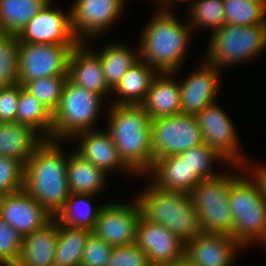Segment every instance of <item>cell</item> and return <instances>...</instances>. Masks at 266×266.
<instances>
[{
    "mask_svg": "<svg viewBox=\"0 0 266 266\" xmlns=\"http://www.w3.org/2000/svg\"><path fill=\"white\" fill-rule=\"evenodd\" d=\"M171 11L158 9L153 12L139 39V59L158 73H179L189 50L187 47L191 46L190 23L177 19Z\"/></svg>",
    "mask_w": 266,
    "mask_h": 266,
    "instance_id": "6da1fadb",
    "label": "cell"
},
{
    "mask_svg": "<svg viewBox=\"0 0 266 266\" xmlns=\"http://www.w3.org/2000/svg\"><path fill=\"white\" fill-rule=\"evenodd\" d=\"M60 142L44 139L25 164L24 173L23 188L53 217L64 207L70 195L68 156Z\"/></svg>",
    "mask_w": 266,
    "mask_h": 266,
    "instance_id": "7a4b0ae2",
    "label": "cell"
},
{
    "mask_svg": "<svg viewBox=\"0 0 266 266\" xmlns=\"http://www.w3.org/2000/svg\"><path fill=\"white\" fill-rule=\"evenodd\" d=\"M107 129L123 162L136 174H146L154 162L151 118L142 105L111 104ZM110 107V108H109Z\"/></svg>",
    "mask_w": 266,
    "mask_h": 266,
    "instance_id": "3957f363",
    "label": "cell"
},
{
    "mask_svg": "<svg viewBox=\"0 0 266 266\" xmlns=\"http://www.w3.org/2000/svg\"><path fill=\"white\" fill-rule=\"evenodd\" d=\"M134 198L146 220L163 225L183 243L202 232L198 212L188 193L165 191L149 182Z\"/></svg>",
    "mask_w": 266,
    "mask_h": 266,
    "instance_id": "277c9868",
    "label": "cell"
},
{
    "mask_svg": "<svg viewBox=\"0 0 266 266\" xmlns=\"http://www.w3.org/2000/svg\"><path fill=\"white\" fill-rule=\"evenodd\" d=\"M248 174L240 175L229 192L233 217L231 236L243 249L266 240V198L259 183Z\"/></svg>",
    "mask_w": 266,
    "mask_h": 266,
    "instance_id": "5b68a950",
    "label": "cell"
},
{
    "mask_svg": "<svg viewBox=\"0 0 266 266\" xmlns=\"http://www.w3.org/2000/svg\"><path fill=\"white\" fill-rule=\"evenodd\" d=\"M209 37L204 60L221 71L250 62L266 52V23L248 26L224 24Z\"/></svg>",
    "mask_w": 266,
    "mask_h": 266,
    "instance_id": "8992f818",
    "label": "cell"
},
{
    "mask_svg": "<svg viewBox=\"0 0 266 266\" xmlns=\"http://www.w3.org/2000/svg\"><path fill=\"white\" fill-rule=\"evenodd\" d=\"M103 100L100 95L79 87L68 79L58 108L52 114L50 140L62 143L63 140L70 141L78 133L98 129L96 120H99Z\"/></svg>",
    "mask_w": 266,
    "mask_h": 266,
    "instance_id": "52a82bcc",
    "label": "cell"
},
{
    "mask_svg": "<svg viewBox=\"0 0 266 266\" xmlns=\"http://www.w3.org/2000/svg\"><path fill=\"white\" fill-rule=\"evenodd\" d=\"M239 176L236 172L232 174L225 171L218 176L202 179L189 193L203 233L232 234L229 192L231 184Z\"/></svg>",
    "mask_w": 266,
    "mask_h": 266,
    "instance_id": "ba28073f",
    "label": "cell"
},
{
    "mask_svg": "<svg viewBox=\"0 0 266 266\" xmlns=\"http://www.w3.org/2000/svg\"><path fill=\"white\" fill-rule=\"evenodd\" d=\"M153 160L180 154L204 143L196 115L177 114L151 120Z\"/></svg>",
    "mask_w": 266,
    "mask_h": 266,
    "instance_id": "9c48e42d",
    "label": "cell"
},
{
    "mask_svg": "<svg viewBox=\"0 0 266 266\" xmlns=\"http://www.w3.org/2000/svg\"><path fill=\"white\" fill-rule=\"evenodd\" d=\"M196 118L204 143L216 150L234 169L239 168L241 172L246 170L245 164L249 158H245L241 152L235 124L227 112L213 102L199 112Z\"/></svg>",
    "mask_w": 266,
    "mask_h": 266,
    "instance_id": "30bf717a",
    "label": "cell"
},
{
    "mask_svg": "<svg viewBox=\"0 0 266 266\" xmlns=\"http://www.w3.org/2000/svg\"><path fill=\"white\" fill-rule=\"evenodd\" d=\"M77 45L19 43L18 79L22 86L35 79L68 76L70 52Z\"/></svg>",
    "mask_w": 266,
    "mask_h": 266,
    "instance_id": "8fae6325",
    "label": "cell"
},
{
    "mask_svg": "<svg viewBox=\"0 0 266 266\" xmlns=\"http://www.w3.org/2000/svg\"><path fill=\"white\" fill-rule=\"evenodd\" d=\"M126 0H74L70 7L71 24L80 42L95 39L118 22ZM86 40V41H85Z\"/></svg>",
    "mask_w": 266,
    "mask_h": 266,
    "instance_id": "7c38bea8",
    "label": "cell"
},
{
    "mask_svg": "<svg viewBox=\"0 0 266 266\" xmlns=\"http://www.w3.org/2000/svg\"><path fill=\"white\" fill-rule=\"evenodd\" d=\"M141 210L137 200L127 202H105L91 232L112 247L135 243Z\"/></svg>",
    "mask_w": 266,
    "mask_h": 266,
    "instance_id": "4fadbf2b",
    "label": "cell"
},
{
    "mask_svg": "<svg viewBox=\"0 0 266 266\" xmlns=\"http://www.w3.org/2000/svg\"><path fill=\"white\" fill-rule=\"evenodd\" d=\"M52 2L53 0H50L17 34L19 43L59 45L80 43L72 29L70 9L65 13L61 7H55Z\"/></svg>",
    "mask_w": 266,
    "mask_h": 266,
    "instance_id": "5bb4252c",
    "label": "cell"
},
{
    "mask_svg": "<svg viewBox=\"0 0 266 266\" xmlns=\"http://www.w3.org/2000/svg\"><path fill=\"white\" fill-rule=\"evenodd\" d=\"M135 244L147 255L151 266H168L185 255V243L161 224L138 221Z\"/></svg>",
    "mask_w": 266,
    "mask_h": 266,
    "instance_id": "9a60e30c",
    "label": "cell"
},
{
    "mask_svg": "<svg viewBox=\"0 0 266 266\" xmlns=\"http://www.w3.org/2000/svg\"><path fill=\"white\" fill-rule=\"evenodd\" d=\"M0 218L24 237L54 217L23 188L0 197Z\"/></svg>",
    "mask_w": 266,
    "mask_h": 266,
    "instance_id": "2e32d148",
    "label": "cell"
},
{
    "mask_svg": "<svg viewBox=\"0 0 266 266\" xmlns=\"http://www.w3.org/2000/svg\"><path fill=\"white\" fill-rule=\"evenodd\" d=\"M197 70L179 83L181 91V113L197 115L207 105L216 101L221 86L220 69L202 62Z\"/></svg>",
    "mask_w": 266,
    "mask_h": 266,
    "instance_id": "e0dca14e",
    "label": "cell"
},
{
    "mask_svg": "<svg viewBox=\"0 0 266 266\" xmlns=\"http://www.w3.org/2000/svg\"><path fill=\"white\" fill-rule=\"evenodd\" d=\"M242 248L231 235L201 232L185 244V256L196 266H234Z\"/></svg>",
    "mask_w": 266,
    "mask_h": 266,
    "instance_id": "ac0fdd59",
    "label": "cell"
},
{
    "mask_svg": "<svg viewBox=\"0 0 266 266\" xmlns=\"http://www.w3.org/2000/svg\"><path fill=\"white\" fill-rule=\"evenodd\" d=\"M89 47L86 42H80L72 48L68 61V79L108 100L112 92L107 86L101 60Z\"/></svg>",
    "mask_w": 266,
    "mask_h": 266,
    "instance_id": "d6986e66",
    "label": "cell"
},
{
    "mask_svg": "<svg viewBox=\"0 0 266 266\" xmlns=\"http://www.w3.org/2000/svg\"><path fill=\"white\" fill-rule=\"evenodd\" d=\"M73 140L80 143L76 147L77 150L75 152L84 160L99 167L106 174H110L115 170H122V172L125 171V174L130 173L135 175L119 156L115 143L106 130L95 129L84 131L76 134L71 139V141Z\"/></svg>",
    "mask_w": 266,
    "mask_h": 266,
    "instance_id": "ffe728a7",
    "label": "cell"
},
{
    "mask_svg": "<svg viewBox=\"0 0 266 266\" xmlns=\"http://www.w3.org/2000/svg\"><path fill=\"white\" fill-rule=\"evenodd\" d=\"M145 176H148L149 182L159 189L188 194L199 183L191 175L187 160L179 154L154 160Z\"/></svg>",
    "mask_w": 266,
    "mask_h": 266,
    "instance_id": "44dd1931",
    "label": "cell"
},
{
    "mask_svg": "<svg viewBox=\"0 0 266 266\" xmlns=\"http://www.w3.org/2000/svg\"><path fill=\"white\" fill-rule=\"evenodd\" d=\"M173 73H158L141 104L151 120L181 114V91Z\"/></svg>",
    "mask_w": 266,
    "mask_h": 266,
    "instance_id": "7402d4cb",
    "label": "cell"
},
{
    "mask_svg": "<svg viewBox=\"0 0 266 266\" xmlns=\"http://www.w3.org/2000/svg\"><path fill=\"white\" fill-rule=\"evenodd\" d=\"M58 235L59 223L55 218L41 229L25 235L15 266H54Z\"/></svg>",
    "mask_w": 266,
    "mask_h": 266,
    "instance_id": "603a6c76",
    "label": "cell"
},
{
    "mask_svg": "<svg viewBox=\"0 0 266 266\" xmlns=\"http://www.w3.org/2000/svg\"><path fill=\"white\" fill-rule=\"evenodd\" d=\"M44 139L31 127L17 122L0 123V156L24 166Z\"/></svg>",
    "mask_w": 266,
    "mask_h": 266,
    "instance_id": "cb8c5ba5",
    "label": "cell"
},
{
    "mask_svg": "<svg viewBox=\"0 0 266 266\" xmlns=\"http://www.w3.org/2000/svg\"><path fill=\"white\" fill-rule=\"evenodd\" d=\"M158 72L147 62L139 59L131 66L116 87L111 91L115 94L110 104L141 105L147 95L151 82ZM116 96H118L117 99Z\"/></svg>",
    "mask_w": 266,
    "mask_h": 266,
    "instance_id": "d4e9b609",
    "label": "cell"
},
{
    "mask_svg": "<svg viewBox=\"0 0 266 266\" xmlns=\"http://www.w3.org/2000/svg\"><path fill=\"white\" fill-rule=\"evenodd\" d=\"M103 170L84 160L75 151L68 156L67 180L70 193L98 195L107 185ZM106 180V181H105Z\"/></svg>",
    "mask_w": 266,
    "mask_h": 266,
    "instance_id": "484cf974",
    "label": "cell"
},
{
    "mask_svg": "<svg viewBox=\"0 0 266 266\" xmlns=\"http://www.w3.org/2000/svg\"><path fill=\"white\" fill-rule=\"evenodd\" d=\"M105 46L94 52L101 60L107 86L112 91L126 71L139 60V48L128 47L118 42H108Z\"/></svg>",
    "mask_w": 266,
    "mask_h": 266,
    "instance_id": "4316f807",
    "label": "cell"
},
{
    "mask_svg": "<svg viewBox=\"0 0 266 266\" xmlns=\"http://www.w3.org/2000/svg\"><path fill=\"white\" fill-rule=\"evenodd\" d=\"M97 195L70 193L64 207L54 217L58 223L92 230L104 204H92ZM91 201V202H90ZM94 205V206H93Z\"/></svg>",
    "mask_w": 266,
    "mask_h": 266,
    "instance_id": "83f0119b",
    "label": "cell"
},
{
    "mask_svg": "<svg viewBox=\"0 0 266 266\" xmlns=\"http://www.w3.org/2000/svg\"><path fill=\"white\" fill-rule=\"evenodd\" d=\"M50 0H0L1 33L18 34Z\"/></svg>",
    "mask_w": 266,
    "mask_h": 266,
    "instance_id": "f1b7e54d",
    "label": "cell"
},
{
    "mask_svg": "<svg viewBox=\"0 0 266 266\" xmlns=\"http://www.w3.org/2000/svg\"><path fill=\"white\" fill-rule=\"evenodd\" d=\"M91 230L59 223L54 266H80L82 253Z\"/></svg>",
    "mask_w": 266,
    "mask_h": 266,
    "instance_id": "f546056e",
    "label": "cell"
},
{
    "mask_svg": "<svg viewBox=\"0 0 266 266\" xmlns=\"http://www.w3.org/2000/svg\"><path fill=\"white\" fill-rule=\"evenodd\" d=\"M17 123L31 127L43 139H51L52 114L21 84L18 99Z\"/></svg>",
    "mask_w": 266,
    "mask_h": 266,
    "instance_id": "4dcf8cb0",
    "label": "cell"
},
{
    "mask_svg": "<svg viewBox=\"0 0 266 266\" xmlns=\"http://www.w3.org/2000/svg\"><path fill=\"white\" fill-rule=\"evenodd\" d=\"M190 3L188 22L192 32L205 27L211 35L225 24L223 0H192Z\"/></svg>",
    "mask_w": 266,
    "mask_h": 266,
    "instance_id": "1f68e13d",
    "label": "cell"
},
{
    "mask_svg": "<svg viewBox=\"0 0 266 266\" xmlns=\"http://www.w3.org/2000/svg\"><path fill=\"white\" fill-rule=\"evenodd\" d=\"M179 155L187 160L191 175L198 182L202 179H209L220 174V172L213 170V164L216 162L217 164H219V161L220 164H229L224 157L213 148H210L206 143L181 152Z\"/></svg>",
    "mask_w": 266,
    "mask_h": 266,
    "instance_id": "d6a6232c",
    "label": "cell"
},
{
    "mask_svg": "<svg viewBox=\"0 0 266 266\" xmlns=\"http://www.w3.org/2000/svg\"><path fill=\"white\" fill-rule=\"evenodd\" d=\"M225 24L248 26L266 23V7L255 0H223Z\"/></svg>",
    "mask_w": 266,
    "mask_h": 266,
    "instance_id": "836d02e7",
    "label": "cell"
},
{
    "mask_svg": "<svg viewBox=\"0 0 266 266\" xmlns=\"http://www.w3.org/2000/svg\"><path fill=\"white\" fill-rule=\"evenodd\" d=\"M19 41L16 34L0 33V87L19 83Z\"/></svg>",
    "mask_w": 266,
    "mask_h": 266,
    "instance_id": "e575fe53",
    "label": "cell"
},
{
    "mask_svg": "<svg viewBox=\"0 0 266 266\" xmlns=\"http://www.w3.org/2000/svg\"><path fill=\"white\" fill-rule=\"evenodd\" d=\"M68 76H52L26 82L23 87L53 114L60 103Z\"/></svg>",
    "mask_w": 266,
    "mask_h": 266,
    "instance_id": "d590c367",
    "label": "cell"
},
{
    "mask_svg": "<svg viewBox=\"0 0 266 266\" xmlns=\"http://www.w3.org/2000/svg\"><path fill=\"white\" fill-rule=\"evenodd\" d=\"M24 173L21 162L0 156V197L23 189Z\"/></svg>",
    "mask_w": 266,
    "mask_h": 266,
    "instance_id": "8d00e7d4",
    "label": "cell"
},
{
    "mask_svg": "<svg viewBox=\"0 0 266 266\" xmlns=\"http://www.w3.org/2000/svg\"><path fill=\"white\" fill-rule=\"evenodd\" d=\"M22 241L19 232L0 218V260L6 266H15L18 262Z\"/></svg>",
    "mask_w": 266,
    "mask_h": 266,
    "instance_id": "74e56055",
    "label": "cell"
},
{
    "mask_svg": "<svg viewBox=\"0 0 266 266\" xmlns=\"http://www.w3.org/2000/svg\"><path fill=\"white\" fill-rule=\"evenodd\" d=\"M113 247L91 233L82 253L80 266H107Z\"/></svg>",
    "mask_w": 266,
    "mask_h": 266,
    "instance_id": "f35d334b",
    "label": "cell"
},
{
    "mask_svg": "<svg viewBox=\"0 0 266 266\" xmlns=\"http://www.w3.org/2000/svg\"><path fill=\"white\" fill-rule=\"evenodd\" d=\"M107 266H151L146 253L135 243L113 247Z\"/></svg>",
    "mask_w": 266,
    "mask_h": 266,
    "instance_id": "ab89813d",
    "label": "cell"
},
{
    "mask_svg": "<svg viewBox=\"0 0 266 266\" xmlns=\"http://www.w3.org/2000/svg\"><path fill=\"white\" fill-rule=\"evenodd\" d=\"M20 84L0 87V123L17 122Z\"/></svg>",
    "mask_w": 266,
    "mask_h": 266,
    "instance_id": "60d3db41",
    "label": "cell"
},
{
    "mask_svg": "<svg viewBox=\"0 0 266 266\" xmlns=\"http://www.w3.org/2000/svg\"><path fill=\"white\" fill-rule=\"evenodd\" d=\"M245 168L247 171L244 170L243 172L250 173V175L259 183L260 188L266 198V164L261 163V165H255V163H253L251 160H248L245 164Z\"/></svg>",
    "mask_w": 266,
    "mask_h": 266,
    "instance_id": "b9f144b4",
    "label": "cell"
},
{
    "mask_svg": "<svg viewBox=\"0 0 266 266\" xmlns=\"http://www.w3.org/2000/svg\"><path fill=\"white\" fill-rule=\"evenodd\" d=\"M192 0H159L158 1V4H155V5H158V7H159V9H171L172 10V8L175 10V7H177L176 6V4L178 3V2H191ZM174 2H176L175 4H174Z\"/></svg>",
    "mask_w": 266,
    "mask_h": 266,
    "instance_id": "7bdbcfd3",
    "label": "cell"
},
{
    "mask_svg": "<svg viewBox=\"0 0 266 266\" xmlns=\"http://www.w3.org/2000/svg\"><path fill=\"white\" fill-rule=\"evenodd\" d=\"M168 266H196L188 257L185 255Z\"/></svg>",
    "mask_w": 266,
    "mask_h": 266,
    "instance_id": "ee69618b",
    "label": "cell"
},
{
    "mask_svg": "<svg viewBox=\"0 0 266 266\" xmlns=\"http://www.w3.org/2000/svg\"><path fill=\"white\" fill-rule=\"evenodd\" d=\"M255 1L261 2L266 7V0H255Z\"/></svg>",
    "mask_w": 266,
    "mask_h": 266,
    "instance_id": "f6af8a7d",
    "label": "cell"
},
{
    "mask_svg": "<svg viewBox=\"0 0 266 266\" xmlns=\"http://www.w3.org/2000/svg\"><path fill=\"white\" fill-rule=\"evenodd\" d=\"M0 266H6V265L0 260Z\"/></svg>",
    "mask_w": 266,
    "mask_h": 266,
    "instance_id": "bcb514c9",
    "label": "cell"
}]
</instances>
